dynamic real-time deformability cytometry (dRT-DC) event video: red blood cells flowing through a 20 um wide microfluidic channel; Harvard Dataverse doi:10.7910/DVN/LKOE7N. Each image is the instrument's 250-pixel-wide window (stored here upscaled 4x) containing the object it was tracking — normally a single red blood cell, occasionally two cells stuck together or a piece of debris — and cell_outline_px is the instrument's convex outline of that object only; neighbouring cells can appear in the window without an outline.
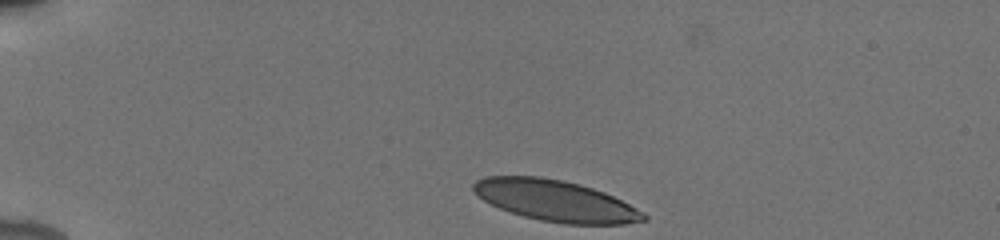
{"species": "human", "species_latin": "Homo sapiens", "temperature_condition": "cold", "stored_images_in_passage": 36, "camera_frame_rate_fps": 3000, "um_per_image_px": 0.085, "donor": {"sex": "male"}, "frame": {"image": 1, "passage_image": 1, "time_ms": 0.0, "image_size_px": [1000, 240], "cell_outline_px": [[648, 220], [624, 224], [564, 224], [540, 220], [524, 216], [500, 208], [484, 200], [472, 188], [472, 184], [476, 180], [484, 176], [540, 176], [580, 184], [604, 192], [644, 212], [648, 216]], "centroid_in_image_um": [47.23, 17.06], "position_along_channel_um": 37.8, "area_um2": 40.52}}
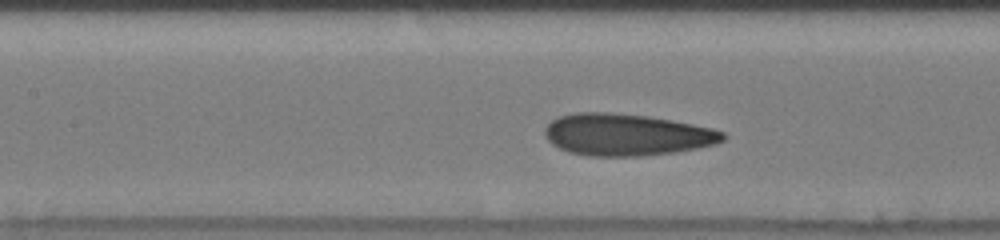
{"frame": {"image": 2, "passage_image": 15, "time_ms": 4.667, "image_size_px": [1000, 240], "cell_outline_px": [[728, 136], [724, 140], [716, 144], [676, 152], [640, 156], [588, 156], [568, 152], [552, 144], [544, 136], [544, 128], [552, 120], [560, 116], [576, 112], [608, 112], [648, 116], [672, 120], [712, 128], [724, 132]], "centroid_in_image_um": [53.26, 11.45], "position_along_channel_um": 154.1, "area_um2": 43.64}}
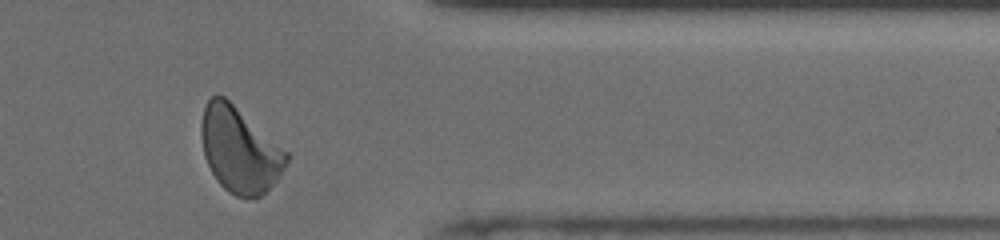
{"frame": {"image": 3, "passage_image": 34, "time_ms": 11.0, "image_size_px": [1000, 240], "cell_outline_px": [[292, 156], [280, 176], [260, 196], [236, 196], [228, 192], [216, 180], [204, 156], [200, 136], [200, 128], [204, 108], [208, 100], [212, 96], [224, 96], [288, 152]], "centroid_in_image_um": [20.36, 12.74], "position_along_channel_um": 391.0, "area_um2": 42.02}, "authors_computed_cell_mechanics": {"area_um2": 42.2518, "velocity_mm_per_s": 3.8876, "shape_relaxation_time_tau1_ms": 3.488, "shape_relaxation_time_tau2_ms": 1.0233, "deformation_change_tau1": 0.1419, "deformation_change_tau2": 0.0772}}